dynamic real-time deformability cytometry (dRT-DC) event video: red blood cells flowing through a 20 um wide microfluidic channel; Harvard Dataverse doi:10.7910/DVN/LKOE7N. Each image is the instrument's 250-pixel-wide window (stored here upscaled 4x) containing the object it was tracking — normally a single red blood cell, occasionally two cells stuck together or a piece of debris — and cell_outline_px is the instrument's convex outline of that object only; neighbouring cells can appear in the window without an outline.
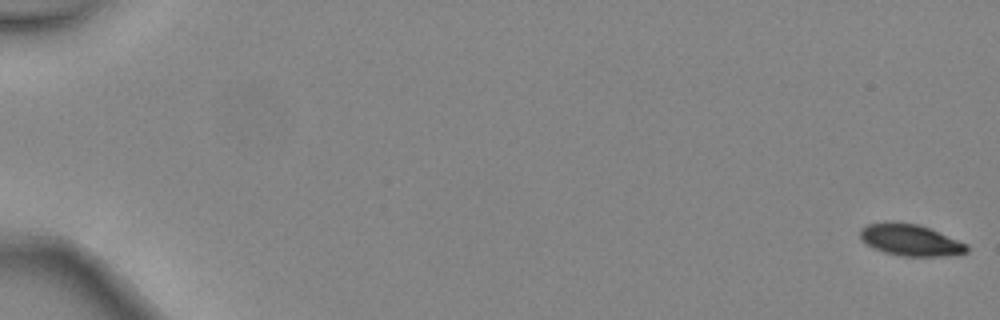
{"species": "common noctule bat (a hibernating species)", "species_latin": "Nyctalus noctula", "temperature_condition": "warm", "stored_images_in_passage": 4, "camera_frame_rate_fps": 3000, "um_per_image_px": 0.085, "animal": {"sex": "female", "body_mass_g": 24.6, "forearm_length_mm": 56.2}, "frame": {"image": 1, "passage_image": 1, "time_ms": 0.0, "image_size_px": [1000, 320], "cell_outline_px": [[968, 252], [956, 256], [904, 256], [884, 252], [872, 248], [860, 240], [860, 228], [868, 224], [888, 220], [916, 224], [928, 228], [968, 244]], "centroid_in_image_um": [77.36, 20.4], "position_along_channel_um": 7.6, "area_um2": 19.88}}
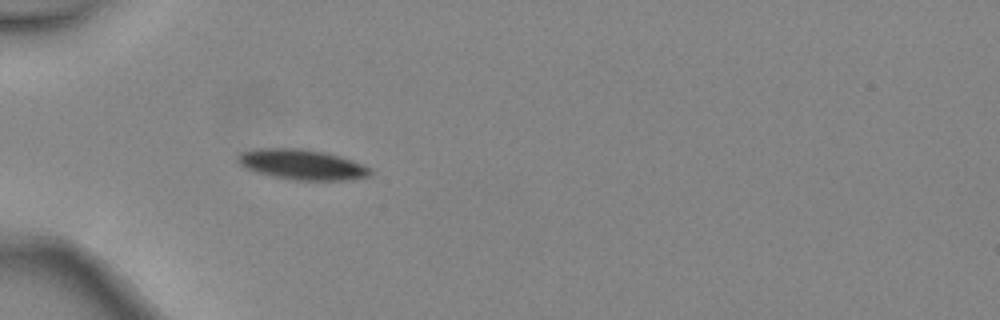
{"frame": {"image": 2, "passage_image": 4, "time_ms": 1.0, "image_size_px": [1000, 320], "cell_outline_px": [[372, 176], [352, 180], [296, 180], [272, 176], [256, 172], [244, 168], [236, 160], [236, 156], [240, 152], [260, 148], [304, 148], [324, 152], [340, 156], [364, 164], [372, 168]], "centroid_in_image_um": [25.7, 13.98], "position_along_channel_um": 59.3, "area_um2": 23.76}}